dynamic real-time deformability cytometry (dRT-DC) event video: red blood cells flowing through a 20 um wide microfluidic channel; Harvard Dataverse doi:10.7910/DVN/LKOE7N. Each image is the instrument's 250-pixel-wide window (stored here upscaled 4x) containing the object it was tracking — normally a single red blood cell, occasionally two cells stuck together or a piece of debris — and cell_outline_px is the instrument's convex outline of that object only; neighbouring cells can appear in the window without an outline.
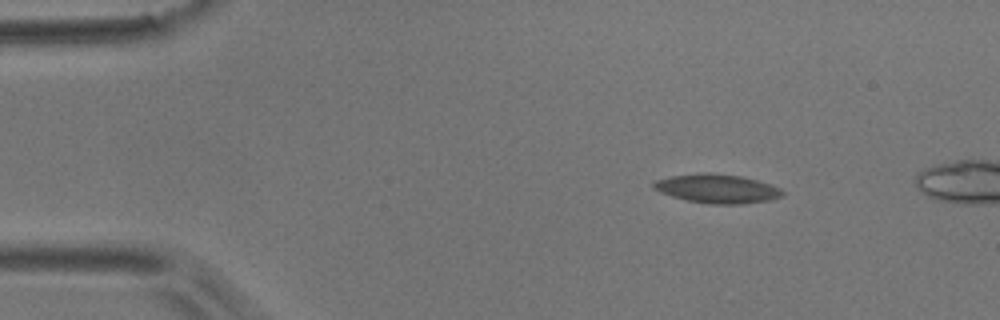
{"species": "common noctule bat (a hibernating species)", "species_latin": "Nyctalus noctula", "temperature_condition": "room temperature", "stored_images_in_passage": 8, "camera_frame_rate_fps": 3000, "um_per_image_px": 0.085, "animal": {"sex": "male", "body_mass_g": 17.9}, "frame": {"image": 1, "passage_image": 1, "time_ms": 0.0, "image_size_px": [1000, 320], "cell_outline_px": [[784, 196], [772, 200], [744, 204], [712, 204], [688, 200], [672, 196], [660, 192], [652, 188], [652, 184], [656, 180], [672, 176], [700, 172], [708, 172], [740, 176], [756, 180], [780, 188], [784, 192]], "centroid_in_image_um": [60.97, 16.04], "position_along_channel_um": 24.0, "area_um2": 21.73}}